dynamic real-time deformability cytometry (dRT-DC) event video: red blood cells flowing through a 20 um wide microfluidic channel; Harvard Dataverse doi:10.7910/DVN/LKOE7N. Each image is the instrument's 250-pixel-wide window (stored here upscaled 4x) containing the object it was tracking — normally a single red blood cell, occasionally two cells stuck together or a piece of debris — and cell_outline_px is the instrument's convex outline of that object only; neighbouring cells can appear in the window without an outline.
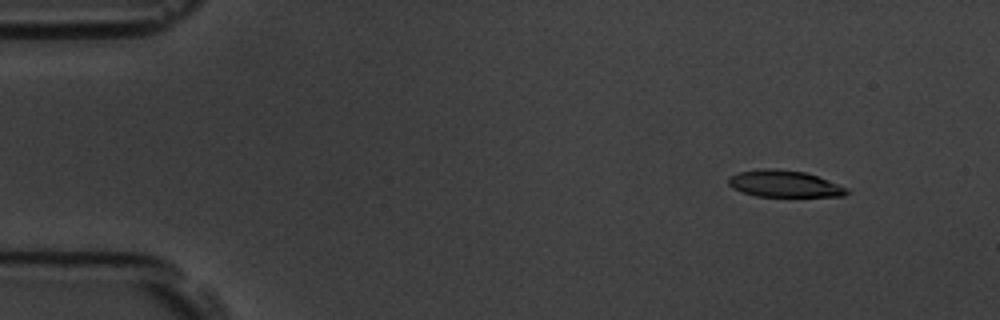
{"species": "common noctule bat (a hibernating species)", "species_latin": "Nyctalus noctula", "temperature_condition": "room temperature", "stored_images_in_passage": 5, "camera_frame_rate_fps": 3000, "um_per_image_px": 0.085, "animal": {"sex": "male", "body_mass_g": 19.5, "forearm_length_mm": 54.6}, "frame": {"image": 1, "passage_image": 1, "time_ms": 0.0, "image_size_px": [1000, 320], "cell_outline_px": [[852, 192], [844, 196], [756, 196], [732, 188], [728, 184], [728, 176], [740, 172], [764, 168], [776, 168], [804, 172], [816, 176], [848, 188]], "centroid_in_image_um": [66.66, 15.62], "position_along_channel_um": 18.3, "area_um2": 18.32}}
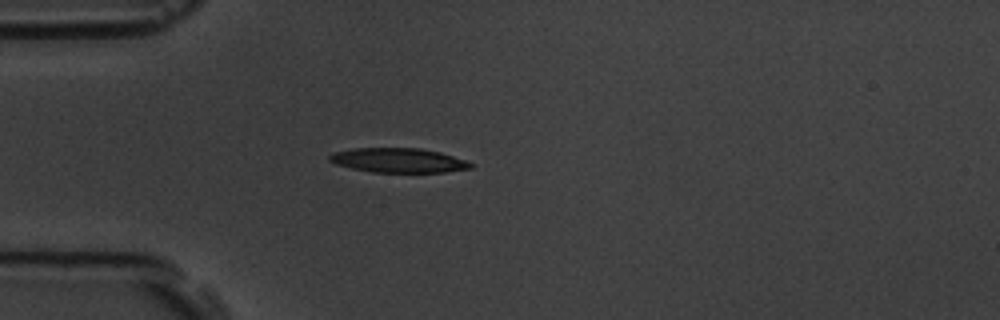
{"frame": {"image": 2, "passage_image": 4, "time_ms": 1.0, "image_size_px": [1000, 320], "cell_outline_px": [[472, 168], [448, 172], [372, 172], [352, 168], [336, 164], [328, 160], [328, 156], [332, 152], [352, 148], [420, 148], [440, 152], [464, 160], [472, 164]], "centroid_in_image_um": [33.83, 13.62], "position_along_channel_um": 51.2, "area_um2": 20.11}}